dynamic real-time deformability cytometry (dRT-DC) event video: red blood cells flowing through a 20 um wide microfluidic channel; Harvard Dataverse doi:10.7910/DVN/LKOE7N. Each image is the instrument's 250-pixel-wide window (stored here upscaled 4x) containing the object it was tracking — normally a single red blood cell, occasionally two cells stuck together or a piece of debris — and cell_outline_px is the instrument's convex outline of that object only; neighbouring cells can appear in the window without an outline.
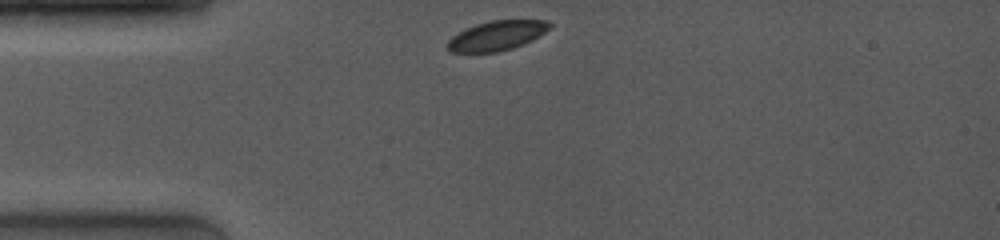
{"species": "common noctule bat (a hibernating species)", "species_latin": "Nyctalus noctula", "temperature_condition": "room temperature", "stored_images_in_passage": 2, "camera_frame_rate_fps": 4000, "um_per_image_px": 0.085, "animal": {"sex": "female", "body_mass_g": 19.0, "forearm_length_mm": 53.3}, "frame": {"image": 1, "passage_image": 1, "time_ms": 0.0, "image_size_px": [1000, 240], "cell_outline_px": [[552, 28], [532, 40], [524, 44], [500, 52], [448, 52], [444, 44], [452, 36], [476, 24], [492, 20], [548, 20], [552, 24]], "centroid_in_image_um": [42.24, 3.03], "position_along_channel_um": 42.8, "area_um2": 17.8}}